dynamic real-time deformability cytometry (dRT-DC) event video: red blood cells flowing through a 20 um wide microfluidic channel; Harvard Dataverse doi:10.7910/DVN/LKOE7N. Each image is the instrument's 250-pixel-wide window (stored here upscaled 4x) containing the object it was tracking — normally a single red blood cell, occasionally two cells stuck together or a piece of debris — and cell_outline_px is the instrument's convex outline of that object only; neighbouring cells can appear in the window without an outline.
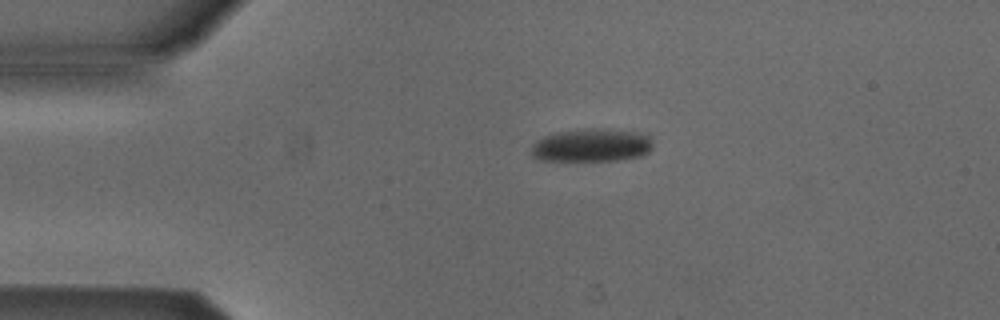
{"species": "Egyptian fruit bat (a non-hibernating species)", "species_latin": "Rousettus aegyptiacus", "temperature_condition": "cold", "stored_images_in_passage": 2, "camera_frame_rate_fps": 3000, "um_per_image_px": 0.085, "animal": {"sex": "male"}, "frame": {"image": 1, "passage_image": 1, "time_ms": 0.0, "image_size_px": [1000, 320], "cell_outline_px": [[652, 148], [648, 152], [640, 156], [616, 160], [540, 160], [532, 156], [532, 144], [536, 140], [544, 136], [556, 132], [596, 128], [640, 132], [648, 136], [652, 140]], "centroid_in_image_um": [50.29, 12.34], "position_along_channel_um": 34.7, "area_um2": 23.29}}